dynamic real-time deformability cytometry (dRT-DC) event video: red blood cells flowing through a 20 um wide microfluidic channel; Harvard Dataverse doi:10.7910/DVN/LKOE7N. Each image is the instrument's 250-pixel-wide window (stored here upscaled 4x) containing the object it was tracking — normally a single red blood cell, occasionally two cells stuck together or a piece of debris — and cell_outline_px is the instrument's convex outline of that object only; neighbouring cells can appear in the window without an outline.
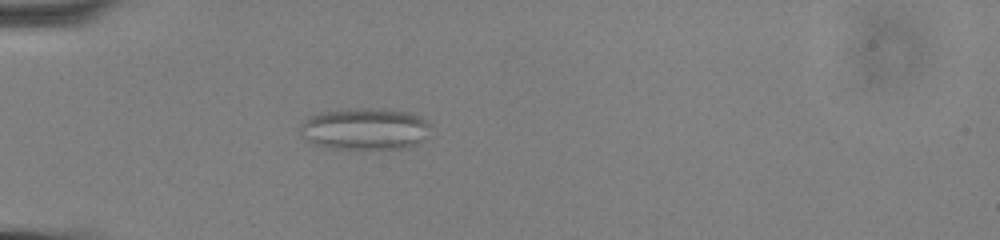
{"species": "common noctule bat (a hibernating species)", "species_latin": "Nyctalus noctula", "temperature_condition": "cold", "stored_images_in_passage": 51, "segment_of_instrument_passage": [1, 2], "camera_frame_rate_fps": 3000, "um_per_image_px": 0.085, "animal": {"sex": "male", "body_mass_g": 13.0, "forearm_length_mm": 53.1}, "frame": {"image": 1, "passage_image": 11, "time_ms": 3.333, "image_size_px": [1000, 240], "cell_outline_px": [[432, 124], [428, 136], [420, 144], [408, 148], [332, 148], [316, 144], [300, 136], [300, 124], [308, 116], [320, 112], [348, 108], [392, 108], [408, 112], [420, 116], [428, 120]], "centroid_in_image_um": [31.08, 10.93], "position_along_channel_um": 53.9, "area_um2": 32.48}}